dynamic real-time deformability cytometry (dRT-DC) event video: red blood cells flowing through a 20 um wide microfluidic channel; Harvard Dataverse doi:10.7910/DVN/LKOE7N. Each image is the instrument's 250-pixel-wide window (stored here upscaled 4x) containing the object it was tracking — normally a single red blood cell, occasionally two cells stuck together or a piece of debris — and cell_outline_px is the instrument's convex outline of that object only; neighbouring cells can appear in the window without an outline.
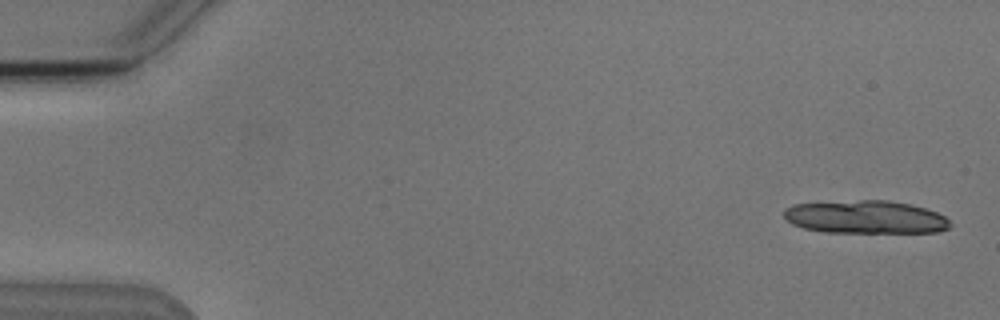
{"species": "Egyptian fruit bat (a non-hibernating species)", "species_latin": "Rousettus aegyptiacus", "temperature_condition": "cold", "stored_images_in_passage": 2, "camera_frame_rate_fps": 3000, "um_per_image_px": 0.085, "animal": {"sex": "male"}, "frame": {"image": 1, "passage_image": 2, "time_ms": 2.333, "image_size_px": [1000, 320], "cell_outline_px": [[952, 224], [948, 228], [936, 232], [824, 232], [804, 228], [792, 224], [784, 216], [784, 208], [792, 204], [860, 200], [888, 200], [912, 204], [936, 212], [944, 216]], "centroid_in_image_um": [73.56, 18.44], "position_along_channel_um": 11.4, "area_um2": 31.96}}